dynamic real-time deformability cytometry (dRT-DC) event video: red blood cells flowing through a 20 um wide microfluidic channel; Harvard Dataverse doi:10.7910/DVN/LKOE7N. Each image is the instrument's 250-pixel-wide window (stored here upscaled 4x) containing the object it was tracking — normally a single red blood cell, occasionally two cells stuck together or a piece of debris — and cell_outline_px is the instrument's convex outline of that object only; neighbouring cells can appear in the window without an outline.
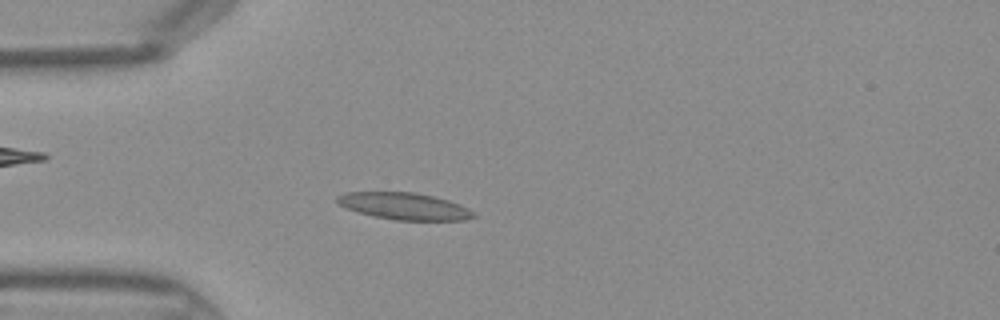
{"species": "Egyptian fruit bat (a non-hibernating species)", "species_latin": "Rousettus aegyptiacus", "temperature_condition": "warm", "stored_images_in_passage": 44, "camera_frame_rate_fps": 3000, "um_per_image_px": 0.085, "frame": {"image": 1, "passage_image": 12, "time_ms": 3.667, "image_size_px": [1000, 320], "cell_outline_px": [[476, 216], [464, 220], [396, 220], [372, 216], [348, 208], [340, 204], [336, 200], [336, 196], [344, 192], [416, 192], [448, 200], [460, 204], [476, 212]], "centroid_in_image_um": [34.39, 17.52], "position_along_channel_um": 50.6, "area_um2": 21.33}}
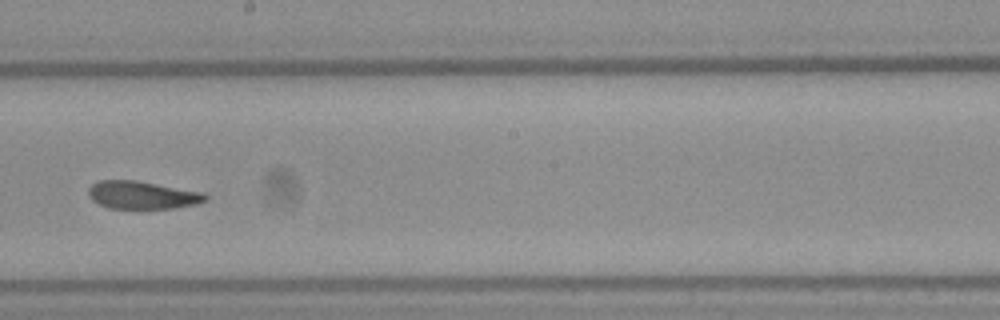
{"frame": {"image": 2, "passage_image": 25, "time_ms": 8.0, "image_size_px": [1000, 320], "cell_outline_px": [[208, 200], [196, 204], [172, 208], [136, 212], [108, 208], [92, 200], [88, 196], [88, 188], [92, 184], [100, 180], [136, 180], [204, 192], [208, 196]], "centroid_in_image_um": [12.08, 16.63], "position_along_channel_um": 236.1, "area_um2": 19.94}}
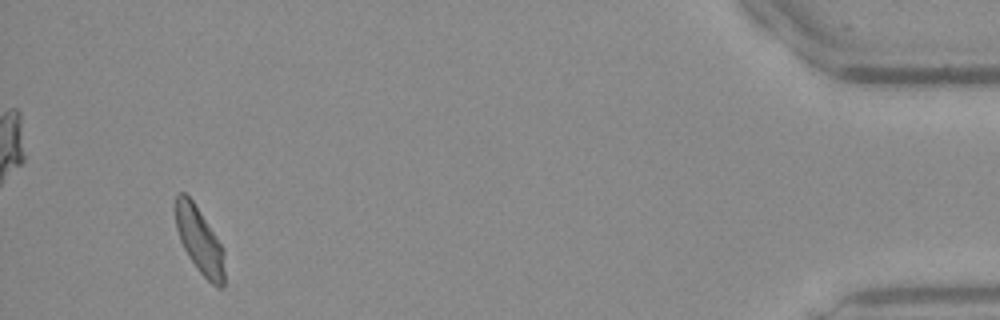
{"frame": {"image": 3, "passage_image": 42, "time_ms": 13.667, "image_size_px": [1000, 320], "cell_outline_px": [[224, 288], [216, 288], [196, 268], [188, 256], [180, 240], [176, 228], [172, 208], [176, 192], [184, 192], [192, 200], [224, 248]], "centroid_in_image_um": [16.92, 20.4], "position_along_channel_um": 418.3, "area_um2": 19.36}}